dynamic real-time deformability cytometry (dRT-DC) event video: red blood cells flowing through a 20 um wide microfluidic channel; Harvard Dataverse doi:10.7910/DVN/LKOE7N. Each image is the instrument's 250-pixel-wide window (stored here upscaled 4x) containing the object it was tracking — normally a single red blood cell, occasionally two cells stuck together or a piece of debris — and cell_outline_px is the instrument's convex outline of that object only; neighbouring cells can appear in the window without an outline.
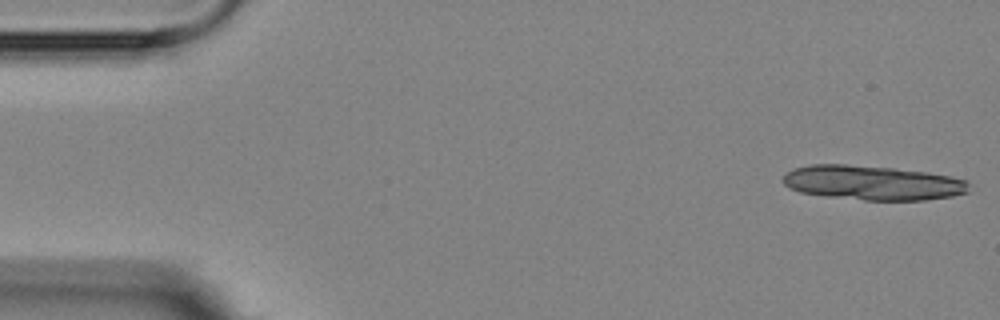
{"species": "Egyptian fruit bat (a non-hibernating species)", "species_latin": "Rousettus aegyptiacus", "temperature_condition": "room temperature", "stored_images_in_passage": 2, "camera_frame_rate_fps": 3000, "um_per_image_px": 0.085, "animal": {"sex": "female"}, "frame": {"image": 1, "passage_image": 1, "time_ms": 0.0, "image_size_px": [1000, 320], "cell_outline_px": [[968, 192], [952, 196], [924, 200], [864, 200], [828, 196], [800, 192], [788, 188], [780, 180], [792, 168], [812, 164], [844, 164], [892, 168], [928, 172], [952, 176], [968, 180]], "centroid_in_image_um": [74.15, 15.53], "position_along_channel_um": 10.8, "area_um2": 37.51}}